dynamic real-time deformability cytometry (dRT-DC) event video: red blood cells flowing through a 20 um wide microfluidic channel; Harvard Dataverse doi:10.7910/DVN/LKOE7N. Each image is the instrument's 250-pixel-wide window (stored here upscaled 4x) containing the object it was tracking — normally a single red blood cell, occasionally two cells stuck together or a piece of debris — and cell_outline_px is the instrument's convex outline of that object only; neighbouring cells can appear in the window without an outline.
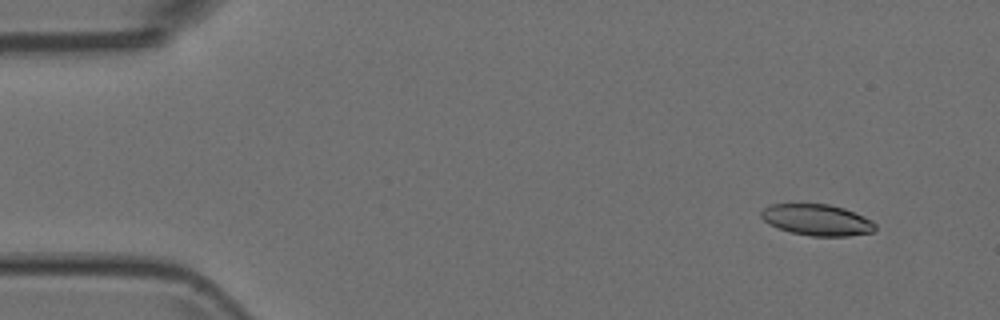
{"species": "Egyptian fruit bat (a non-hibernating species)", "species_latin": "Rousettus aegyptiacus", "temperature_condition": "room temperature", "stored_images_in_passage": 5, "camera_frame_rate_fps": 3000, "um_per_image_px": 0.085, "animal": {"sex": "female"}, "frame": {"image": 1, "passage_image": 2, "time_ms": 0.333, "image_size_px": [1000, 320], "cell_outline_px": [[876, 228], [872, 232], [848, 236], [812, 236], [792, 232], [768, 224], [760, 216], [760, 212], [764, 208], [772, 204], [828, 204], [844, 208], [864, 216], [872, 220], [876, 224]], "centroid_in_image_um": [69.46, 18.69], "position_along_channel_um": 15.5, "area_um2": 20.69}}
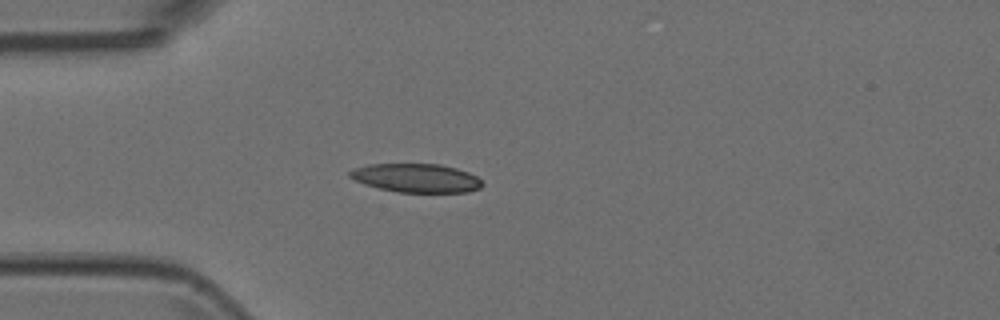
{"frame": {"image": 2, "passage_image": 5, "time_ms": 1.333, "image_size_px": [1000, 320], "cell_outline_px": [[484, 184], [480, 188], [468, 192], [400, 192], [380, 188], [364, 184], [348, 176], [348, 172], [356, 168], [368, 164], [440, 164], [456, 168], [468, 172], [476, 176]], "centroid_in_image_um": [35.4, 15.13], "position_along_channel_um": 49.6, "area_um2": 22.02}}